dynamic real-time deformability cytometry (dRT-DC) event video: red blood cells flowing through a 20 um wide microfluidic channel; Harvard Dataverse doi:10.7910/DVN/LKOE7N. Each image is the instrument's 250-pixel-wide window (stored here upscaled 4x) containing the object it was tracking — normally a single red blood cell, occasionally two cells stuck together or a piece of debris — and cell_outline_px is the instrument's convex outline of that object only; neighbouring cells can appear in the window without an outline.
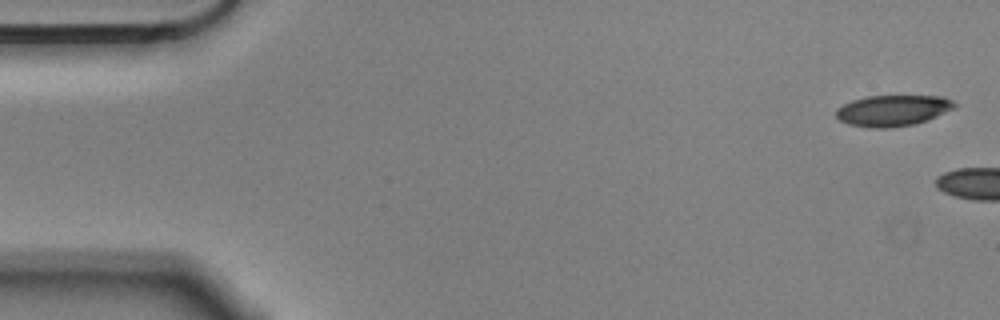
{"species": "Egyptian fruit bat (a non-hibernating species)", "species_latin": "Rousettus aegyptiacus", "temperature_condition": "cold", "stored_images_in_passage": 2, "camera_frame_rate_fps": 3000, "um_per_image_px": 0.085, "animal": {"sex": "male"}, "frame": {"image": 1, "passage_image": 1, "time_ms": 0.0, "image_size_px": [1000, 320], "cell_outline_px": [[956, 108], [928, 120], [916, 124], [888, 128], [868, 128], [848, 124], [840, 120], [836, 116], [836, 108], [852, 100], [868, 96], [944, 96], [952, 100], [956, 104]], "centroid_in_image_um": [75.9, 9.4], "position_along_channel_um": 9.1, "area_um2": 21.62}}